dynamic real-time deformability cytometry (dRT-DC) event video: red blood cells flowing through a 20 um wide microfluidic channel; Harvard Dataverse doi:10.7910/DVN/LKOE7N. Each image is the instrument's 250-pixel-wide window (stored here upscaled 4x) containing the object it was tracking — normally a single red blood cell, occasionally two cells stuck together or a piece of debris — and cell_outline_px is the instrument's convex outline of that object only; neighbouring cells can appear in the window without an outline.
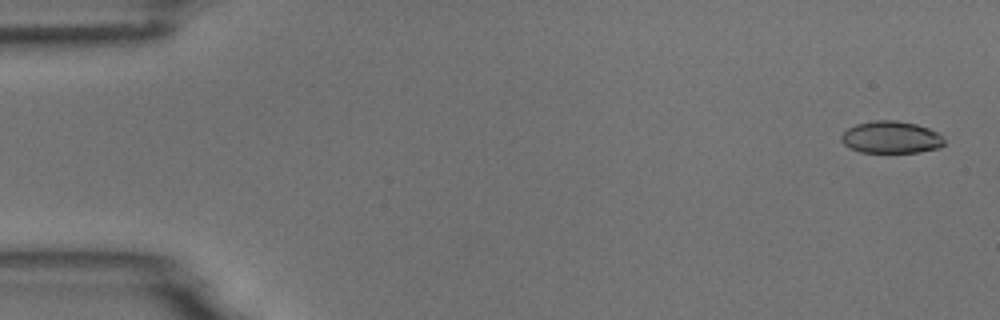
{"species": "common noctule bat (a hibernating species)", "species_latin": "Nyctalus noctula", "temperature_condition": "room temperature", "stored_images_in_passage": 54, "camera_frame_rate_fps": 3000, "um_per_image_px": 0.085, "animal": {"sex": "male", "body_mass_g": 18.8}, "frame": {"image": 1, "passage_image": 2, "time_ms": 0.333, "image_size_px": [1000, 320], "cell_outline_px": [[944, 144], [940, 148], [920, 152], [860, 152], [844, 144], [840, 140], [840, 136], [848, 128], [856, 124], [872, 120], [896, 120], [916, 124], [928, 128], [936, 132], [944, 140]], "centroid_in_image_um": [75.73, 11.66], "position_along_channel_um": 9.3, "area_um2": 19.25}}
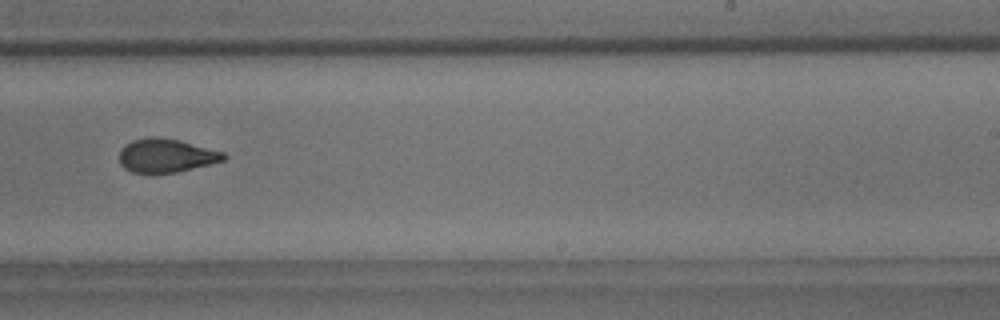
{"frame": {"image": 2, "passage_image": 34, "time_ms": 11.0, "image_size_px": [1000, 320], "cell_outline_px": [[228, 156], [224, 160], [176, 172], [152, 176], [132, 172], [124, 168], [120, 164], [120, 148], [124, 144], [132, 140], [180, 140], [224, 152]], "centroid_in_image_um": [14.1, 13.3], "position_along_channel_um": 274.9, "area_um2": 20.23}}
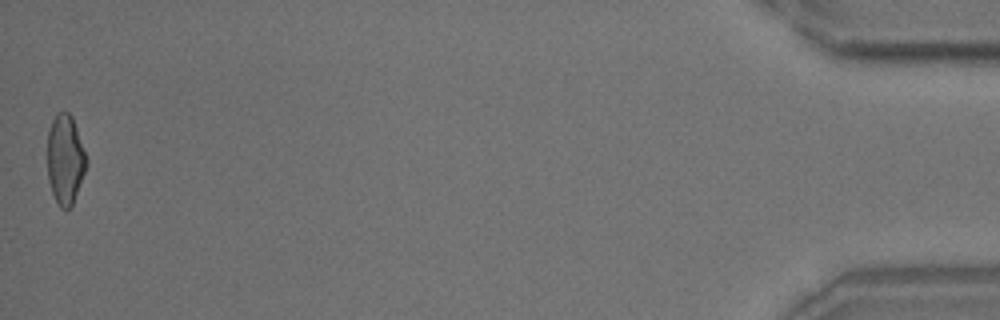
{"frame": {"image": 3, "passage_image": 54, "time_ms": 17.667, "image_size_px": [1000, 320], "cell_outline_px": [[88, 164], [72, 204], [68, 208], [60, 208], [52, 192], [48, 180], [48, 132], [52, 120], [56, 112], [68, 112], [72, 116], [88, 160]], "centroid_in_image_um": [5.55, 13.53], "position_along_channel_um": 429.7, "area_um2": 20.23}, "authors_computed_cell_mechanics": {"area_um2": 20.7791, "velocity_mm_per_s": 3.7471, "shape_relaxation_time_tau1_ms": 9.6903, "shape_relaxation_time_tau2_ms": 1.4704, "deformation_change_tau1": 0.217, "deformation_change_tau2": 0.0755}}